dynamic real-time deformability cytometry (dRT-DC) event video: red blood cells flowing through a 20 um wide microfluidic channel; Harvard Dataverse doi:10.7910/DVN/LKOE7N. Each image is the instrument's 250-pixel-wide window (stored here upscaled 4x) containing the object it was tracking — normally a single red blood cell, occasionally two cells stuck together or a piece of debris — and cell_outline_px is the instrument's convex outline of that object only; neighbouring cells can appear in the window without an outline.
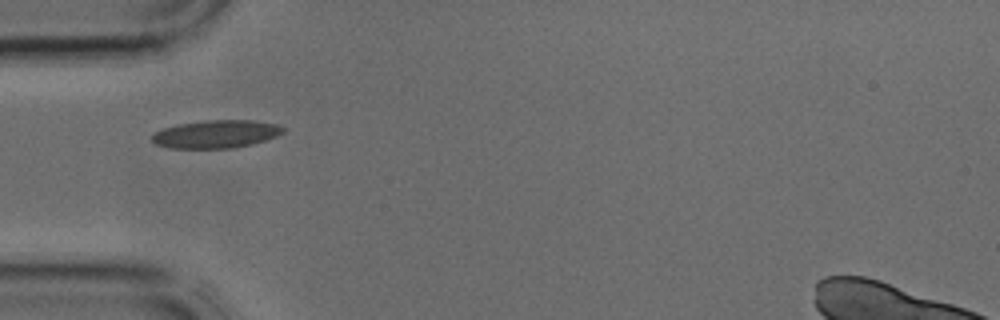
{"species": "common noctule bat (a hibernating species)", "species_latin": "Nyctalus noctula", "temperature_condition": "cold", "stored_images_in_passage": 2, "camera_frame_rate_fps": 3000, "um_per_image_px": 0.085, "animal": {"sex": "male", "body_mass_g": 17.9, "forearm_length_mm": 54.2}, "frame": {"image": 1, "passage_image": 1, "time_ms": 0.0, "image_size_px": [1000, 320], "cell_outline_px": [[284, 132], [276, 136], [252, 144], [232, 148], [168, 148], [156, 144], [152, 140], [152, 132], [176, 124], [204, 120], [252, 120], [276, 124], [284, 128]], "centroid_in_image_um": [18.32, 11.39], "position_along_channel_um": 66.7, "area_um2": 21.39}}